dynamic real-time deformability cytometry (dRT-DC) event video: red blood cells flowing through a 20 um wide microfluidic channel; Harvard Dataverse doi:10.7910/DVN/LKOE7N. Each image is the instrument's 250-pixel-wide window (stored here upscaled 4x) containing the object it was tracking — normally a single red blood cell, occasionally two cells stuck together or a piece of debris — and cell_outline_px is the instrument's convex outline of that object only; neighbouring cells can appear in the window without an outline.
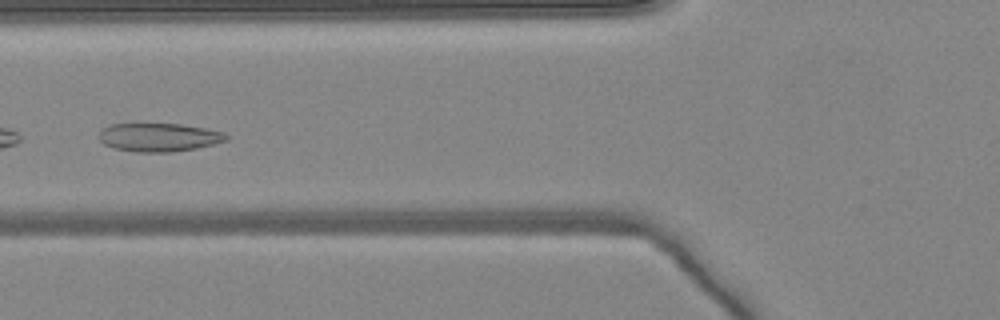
{"species": "common noctule bat (a hibernating species)", "species_latin": "Nyctalus noctula", "temperature_condition": "warm", "stored_images_in_passage": 49, "camera_frame_rate_fps": 3000, "um_per_image_px": 0.085, "animal": {"sex": "female", "body_mass_g": 24.6, "forearm_length_mm": 56.2}, "frame": {"image": 1, "passage_image": 19, "time_ms": 6.0, "image_size_px": [1000, 320], "cell_outline_px": [[228, 140], [196, 148], [172, 152], [136, 152], [116, 148], [104, 144], [96, 136], [100, 128], [108, 124], [180, 124], [208, 128], [224, 132], [228, 136]], "centroid_in_image_um": [13.47, 11.66], "position_along_channel_um": 112.3, "area_um2": 21.27}}
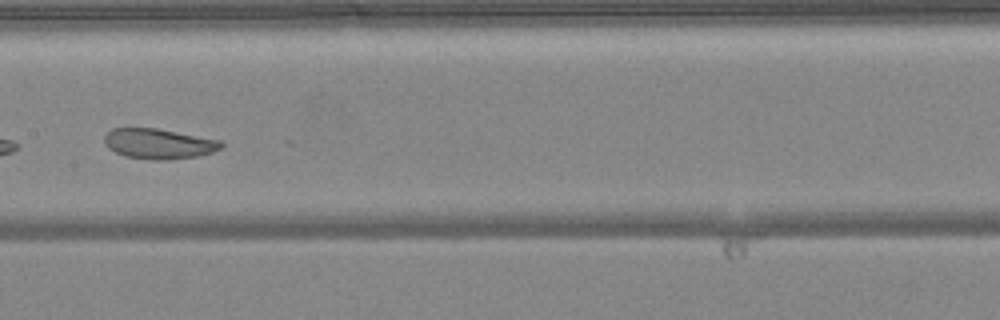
{"frame": {"image": 2, "passage_image": 25, "time_ms": 8.0, "image_size_px": [1000, 320], "cell_outline_px": [[224, 144], [220, 148], [212, 152], [196, 156], [168, 160], [152, 160], [124, 156], [108, 148], [104, 140], [104, 136], [112, 128], [156, 128], [220, 140]], "centroid_in_image_um": [13.47, 12.22], "position_along_channel_um": 193.9, "area_um2": 20.46}}
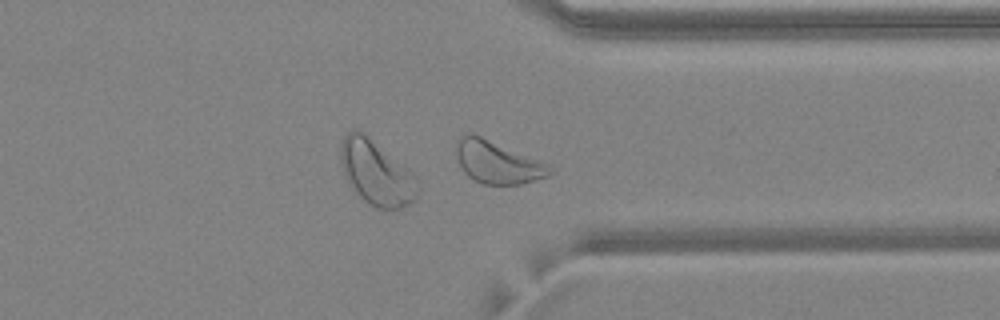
{"frame": {"image": 3, "passage_image": 38, "time_ms": 12.333, "image_size_px": [1000, 320], "cell_outline_px": [[556, 172], [548, 176], [520, 184], [484, 184], [472, 180], [464, 172], [456, 156], [456, 144], [460, 136], [468, 132], [480, 136], [548, 164], [556, 168]], "centroid_in_image_um": [42.29, 13.8], "position_along_channel_um": 369.1, "area_um2": 23.06}, "authors_computed_cell_mechanics": {"area_um2": 24.854, "velocity_mm_per_s": 4.0769, "shape_relaxation_time_tau1_ms": 3.6286, "shape_relaxation_time_tau2_ms": 3.327, "deformation_change_tau1": 0.0888, "deformation_change_tau2": 0.0862}}